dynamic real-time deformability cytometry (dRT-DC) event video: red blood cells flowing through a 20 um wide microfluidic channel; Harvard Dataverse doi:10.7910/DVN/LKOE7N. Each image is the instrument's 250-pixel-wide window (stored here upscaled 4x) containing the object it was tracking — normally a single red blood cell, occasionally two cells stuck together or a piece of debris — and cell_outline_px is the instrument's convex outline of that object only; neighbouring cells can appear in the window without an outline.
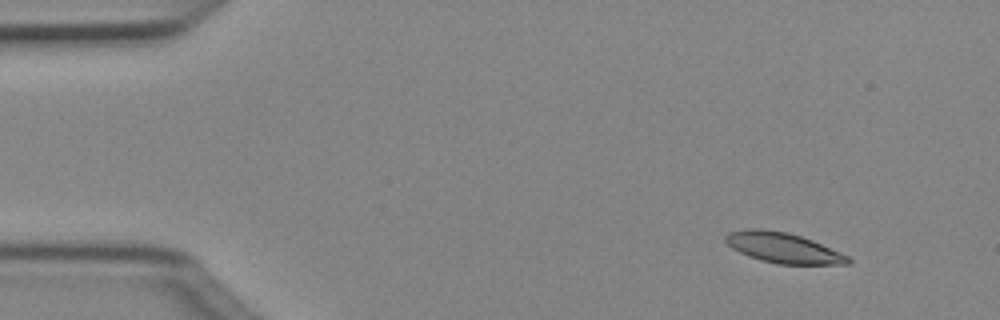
{"species": "Egyptian fruit bat (a non-hibernating species)", "species_latin": "Rousettus aegyptiacus", "temperature_condition": "cold", "stored_images_in_passage": 4, "camera_frame_rate_fps": 3000, "um_per_image_px": 0.085, "animal": {"sex": "female"}, "frame": {"image": 1, "passage_image": 2, "time_ms": 0.333, "image_size_px": [1000, 320], "cell_outline_px": [[852, 260], [848, 264], [780, 264], [760, 260], [748, 256], [732, 248], [724, 240], [724, 236], [728, 232], [744, 228], [764, 228], [788, 232], [812, 240], [840, 252], [848, 256]], "centroid_in_image_um": [66.52, 21.04], "position_along_channel_um": 18.5, "area_um2": 21.73}}